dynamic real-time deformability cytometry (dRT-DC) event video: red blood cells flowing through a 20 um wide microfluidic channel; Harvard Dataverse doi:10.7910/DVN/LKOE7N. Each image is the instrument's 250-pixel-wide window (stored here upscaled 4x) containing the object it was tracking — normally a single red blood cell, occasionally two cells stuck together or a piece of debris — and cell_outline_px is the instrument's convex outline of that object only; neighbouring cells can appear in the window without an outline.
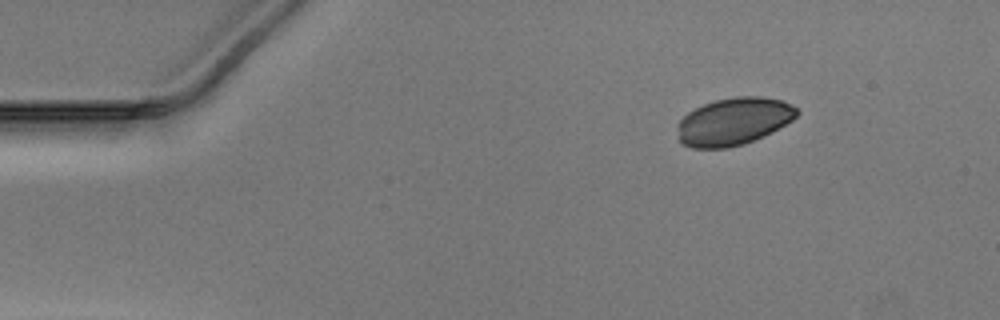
{"species": "Egyptian fruit bat (a non-hibernating species)", "species_latin": "Rousettus aegyptiacus", "temperature_condition": "warm", "stored_images_in_passage": 9, "camera_frame_rate_fps": 3000, "um_per_image_px": 0.085, "animal": {"sex": "male"}, "frame": {"image": 1, "passage_image": 1, "time_ms": 0.0, "image_size_px": [1000, 320], "cell_outline_px": [[800, 112], [792, 120], [772, 132], [744, 144], [728, 148], [692, 148], [684, 144], [680, 140], [676, 124], [688, 112], [704, 104], [716, 100], [736, 96], [760, 96], [784, 100], [792, 104]], "centroid_in_image_um": [62.38, 10.31], "position_along_channel_um": 22.6, "area_um2": 33.06}}